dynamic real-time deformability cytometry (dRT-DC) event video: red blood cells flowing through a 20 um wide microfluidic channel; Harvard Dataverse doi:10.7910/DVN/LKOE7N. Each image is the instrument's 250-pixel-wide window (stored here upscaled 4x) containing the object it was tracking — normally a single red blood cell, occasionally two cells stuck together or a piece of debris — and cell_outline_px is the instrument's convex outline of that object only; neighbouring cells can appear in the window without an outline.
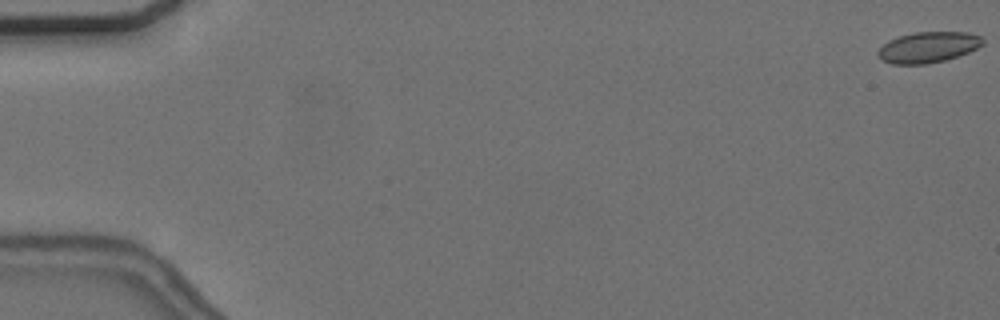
{"species": "common noctule bat (a hibernating species)", "species_latin": "Nyctalus noctula", "temperature_condition": "cold", "stored_images_in_passage": 55, "camera_frame_rate_fps": 3000, "um_per_image_px": 0.085, "animal": {"sex": "female", "body_mass_g": 24.6, "forearm_length_mm": 56.2}, "frame": {"image": 1, "passage_image": 1, "time_ms": 0.0, "image_size_px": [1000, 320], "cell_outline_px": [[984, 44], [968, 52], [944, 60], [928, 64], [892, 64], [880, 60], [876, 52], [888, 40], [900, 36], [916, 32], [968, 32], [980, 36], [984, 40]], "centroid_in_image_um": [78.87, 4.02], "position_along_channel_um": 6.1, "area_um2": 18.79}}
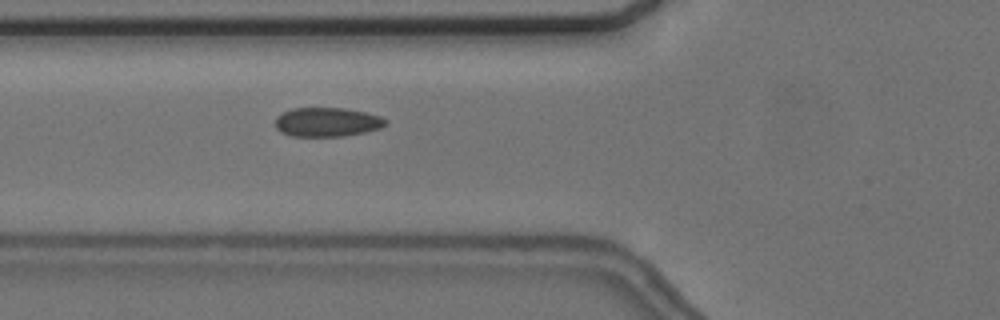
{"frame": {"image": 2, "passage_image": 22, "time_ms": 7.0, "image_size_px": [1000, 320], "cell_outline_px": [[388, 124], [380, 128], [364, 132], [344, 136], [292, 136], [280, 132], [276, 128], [276, 116], [292, 108], [348, 108], [380, 116], [388, 120]], "centroid_in_image_um": [27.82, 10.37], "position_along_channel_um": 98.0, "area_um2": 18.79}}
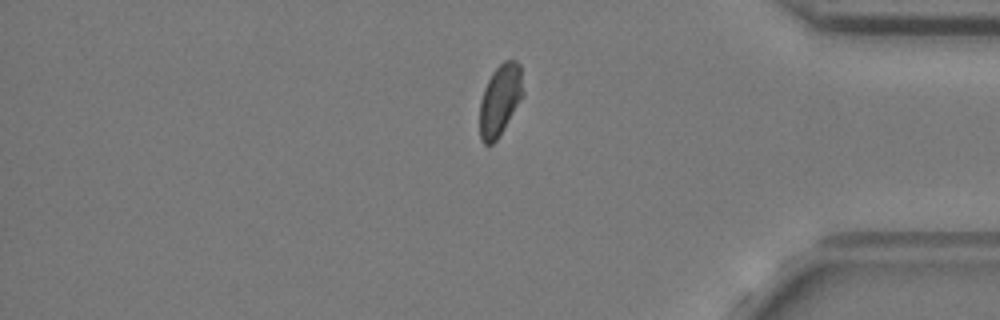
{"frame": {"image": 3, "passage_image": 48, "time_ms": 15.667, "image_size_px": [1000, 320], "cell_outline_px": [[524, 96], [500, 136], [492, 144], [484, 144], [480, 140], [480, 100], [484, 88], [492, 72], [504, 60], [516, 60], [520, 64], [524, 92]], "centroid_in_image_um": [42.52, 8.5], "position_along_channel_um": 392.7, "area_um2": 18.32}}